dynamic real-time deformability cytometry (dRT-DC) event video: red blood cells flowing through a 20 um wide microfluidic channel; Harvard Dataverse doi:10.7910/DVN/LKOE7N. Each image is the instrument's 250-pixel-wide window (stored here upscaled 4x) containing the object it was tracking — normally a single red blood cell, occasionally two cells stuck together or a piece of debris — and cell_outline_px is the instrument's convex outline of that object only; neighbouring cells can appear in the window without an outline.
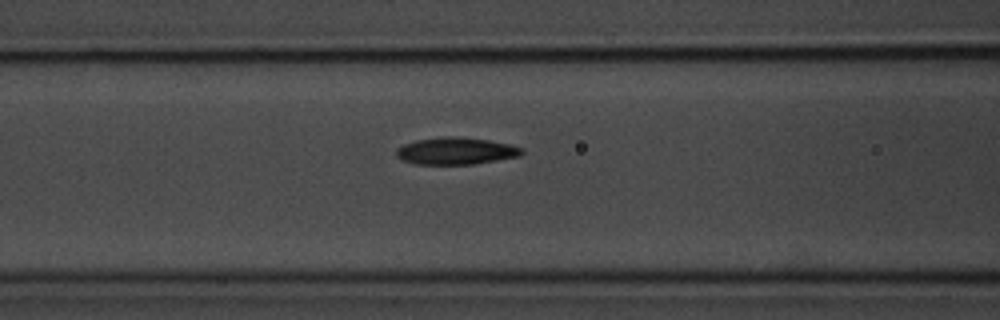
{"species": "common noctule bat (a hibernating species)", "species_latin": "Nyctalus noctula", "temperature_condition": "room temperature", "stored_images_in_passage": 10, "segment_of_instrument_passage": [1, 2], "camera_frame_rate_fps": 3000, "um_per_image_px": 0.085, "animal": {"sex": "male", "body_mass_g": 20.1, "forearm_length_mm": 53.5}, "frame": {"image": 1, "passage_image": 9, "time_ms": 10.333, "image_size_px": [1000, 320], "cell_outline_px": [[524, 152], [520, 156], [472, 164], [416, 164], [400, 160], [396, 156], [396, 148], [404, 144], [416, 140], [444, 136], [452, 136], [488, 140], [512, 144], [524, 148]], "centroid_in_image_um": [38.75, 12.83], "position_along_channel_um": 127.9, "area_um2": 19.88}}